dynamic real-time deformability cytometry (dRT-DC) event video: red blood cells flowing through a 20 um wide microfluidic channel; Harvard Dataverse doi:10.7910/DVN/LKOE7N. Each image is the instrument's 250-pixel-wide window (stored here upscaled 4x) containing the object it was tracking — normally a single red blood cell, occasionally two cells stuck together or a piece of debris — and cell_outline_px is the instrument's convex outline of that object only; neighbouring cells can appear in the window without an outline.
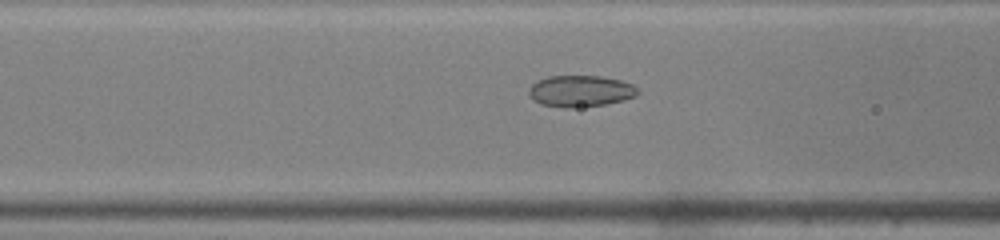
{"species": "common noctule bat (a hibernating species)", "species_latin": "Nyctalus noctula", "temperature_condition": "warm", "stored_images_in_passage": 40, "camera_frame_rate_fps": 3000, "um_per_image_px": 0.085, "animal": {"sex": "male", "body_mass_g": 19.0, "forearm_length_mm": 50.8}, "frame": {"image": 1, "passage_image": 12, "time_ms": 3.667, "image_size_px": [1000, 240], "cell_outline_px": [[640, 92], [636, 96], [624, 100], [604, 104], [572, 108], [540, 104], [528, 92], [532, 84], [536, 80], [548, 76], [600, 76], [620, 80], [632, 84]], "centroid_in_image_um": [49.36, 7.73], "position_along_channel_um": 117.2, "area_um2": 19.77}}
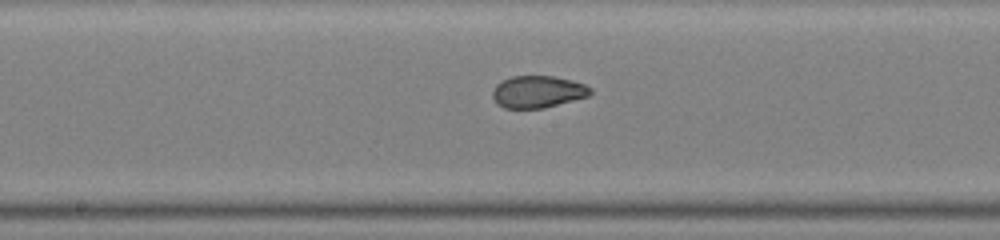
{"frame": {"image": 2, "passage_image": 18, "time_ms": 5.667, "image_size_px": [1000, 240], "cell_outline_px": [[592, 92], [588, 96], [544, 108], [504, 108], [496, 104], [492, 96], [492, 92], [496, 84], [512, 76], [552, 76], [572, 80], [584, 84], [592, 88]], "centroid_in_image_um": [45.7, 7.8], "position_along_channel_um": 202.5, "area_um2": 18.26}}
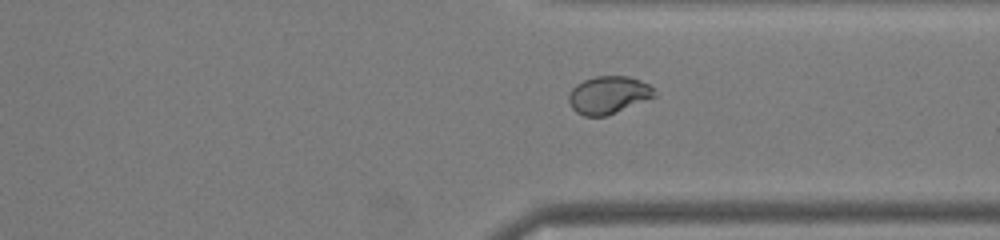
{"frame": {"image": 3, "passage_image": 29, "time_ms": 9.333, "image_size_px": [1000, 240], "cell_outline_px": [[656, 96], [604, 116], [584, 116], [576, 112], [572, 108], [568, 100], [568, 96], [572, 88], [576, 84], [584, 80], [596, 76], [628, 76], [640, 80], [656, 88]], "centroid_in_image_um": [51.71, 8.05], "position_along_channel_um": 359.7, "area_um2": 18.67}, "authors_computed_cell_mechanics": {"area_um2": 19.4786, "velocity_mm_per_s": 4.2681, "shape_relaxation_time_tau1_ms": null, "shape_relaxation_time_tau2_ms": 0.7953, "deformation_change_tau1": null, "deformation_change_tau2": 0.0504}}